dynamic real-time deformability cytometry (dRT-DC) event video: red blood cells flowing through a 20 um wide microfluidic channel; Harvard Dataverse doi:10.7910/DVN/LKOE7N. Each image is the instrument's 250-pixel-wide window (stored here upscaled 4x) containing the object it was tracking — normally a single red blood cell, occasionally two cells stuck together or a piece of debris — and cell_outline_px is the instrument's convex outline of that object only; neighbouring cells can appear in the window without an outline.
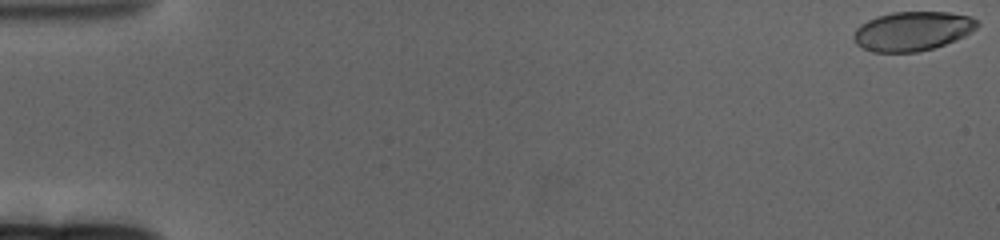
{"species": "human", "species_latin": "Homo sapiens", "temperature_condition": "cold", "stored_images_in_passage": 13, "camera_frame_rate_fps": 3000, "um_per_image_px": 0.085, "donor": {"sex": "female"}, "frame": {"image": 1, "passage_image": 1, "time_ms": 0.0, "image_size_px": [1000, 240], "cell_outline_px": [[980, 24], [972, 32], [956, 40], [932, 48], [916, 52], [872, 52], [856, 44], [852, 36], [856, 28], [860, 24], [876, 16], [892, 12], [948, 12], [972, 16]], "centroid_in_image_um": [77.55, 2.64], "position_along_channel_um": 7.4, "area_um2": 28.38}}